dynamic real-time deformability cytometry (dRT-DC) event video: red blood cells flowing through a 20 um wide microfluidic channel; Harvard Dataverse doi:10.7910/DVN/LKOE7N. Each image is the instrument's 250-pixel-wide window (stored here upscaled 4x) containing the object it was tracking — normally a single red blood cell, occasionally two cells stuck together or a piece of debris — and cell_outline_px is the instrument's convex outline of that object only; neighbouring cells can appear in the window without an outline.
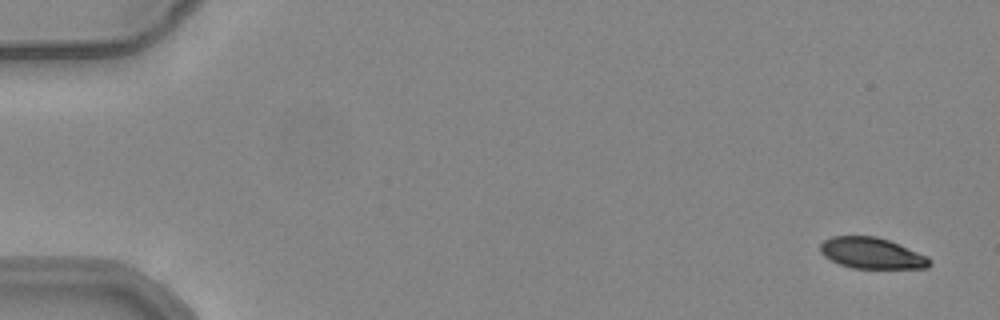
{"species": "common noctule bat (a hibernating species)", "species_latin": "Nyctalus noctula", "temperature_condition": "warm", "stored_images_in_passage": 23, "camera_frame_rate_fps": 3000, "um_per_image_px": 0.085, "animal": {"sex": "female", "body_mass_g": 24.6, "forearm_length_mm": 56.2}, "frame": {"image": 1, "passage_image": 1, "time_ms": 0.0, "image_size_px": [1000, 320], "cell_outline_px": [[932, 264], [928, 268], [852, 268], [840, 264], [824, 256], [820, 252], [820, 244], [824, 240], [832, 236], [876, 236], [888, 240], [928, 256], [932, 260]], "centroid_in_image_um": [74.11, 21.52], "position_along_channel_um": 10.9, "area_um2": 19.77}}
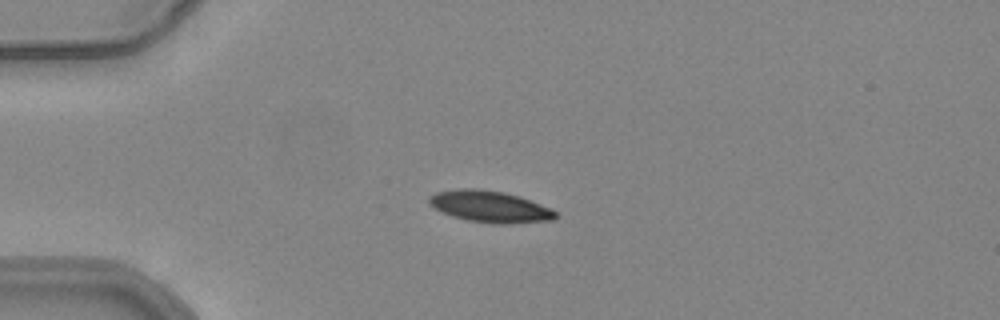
{"frame": {"image": 2, "passage_image": 13, "time_ms": 4.0, "image_size_px": [1000, 320], "cell_outline_px": [[556, 220], [508, 224], [496, 224], [468, 220], [452, 216], [440, 212], [428, 204], [428, 196], [436, 192], [456, 188], [480, 188], [504, 192], [520, 196], [552, 208], [556, 212]], "centroid_in_image_um": [41.63, 17.55], "position_along_channel_um": 43.4, "area_um2": 23.7}}
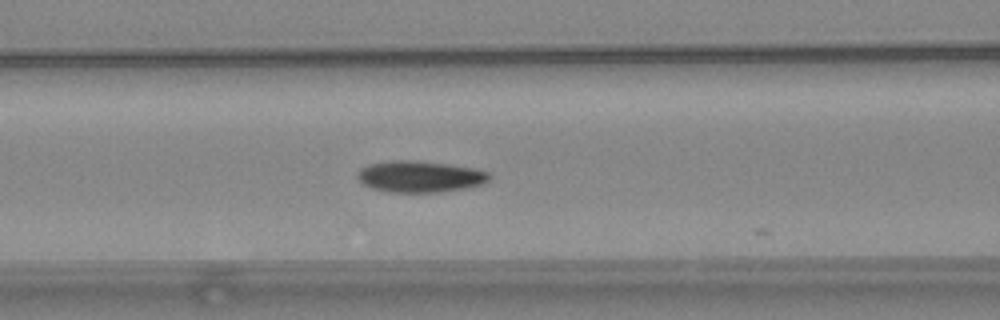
{"frame": {"image": 3, "passage_image": 22, "time_ms": 7.0, "image_size_px": [1000, 320], "cell_outline_px": [[492, 176], [484, 184], [464, 188], [440, 192], [388, 192], [372, 188], [364, 184], [356, 176], [360, 168], [368, 164], [392, 160], [408, 160], [444, 164], [472, 168], [488, 172]], "centroid_in_image_um": [35.67, 15.01], "position_along_channel_um": 130.9, "area_um2": 23.93}}